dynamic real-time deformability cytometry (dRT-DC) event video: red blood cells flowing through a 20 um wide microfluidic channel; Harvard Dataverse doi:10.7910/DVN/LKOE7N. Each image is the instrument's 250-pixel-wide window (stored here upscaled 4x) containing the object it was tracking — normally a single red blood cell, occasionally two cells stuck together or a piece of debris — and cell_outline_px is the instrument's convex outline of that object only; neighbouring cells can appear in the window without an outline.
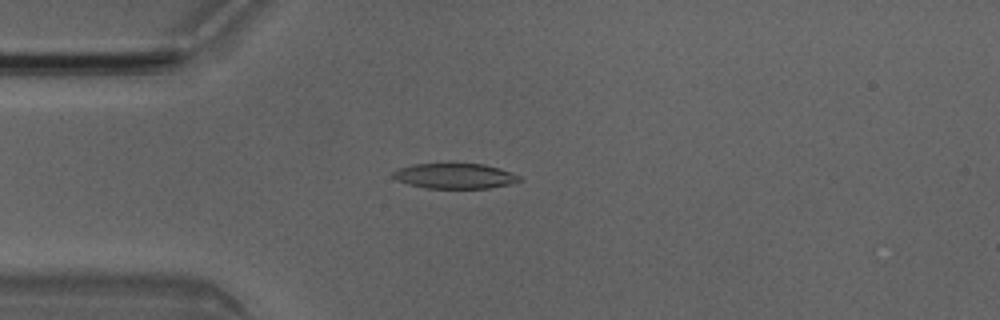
{"species": "Egyptian fruit bat (a non-hibernating species)", "species_latin": "Rousettus aegyptiacus", "temperature_condition": "room temperature", "stored_images_in_passage": 3, "camera_frame_rate_fps": 3000, "um_per_image_px": 0.085, "animal": {"sex": "male"}, "frame": {"image": 1, "passage_image": 2, "time_ms": 0.333, "image_size_px": [1000, 320], "cell_outline_px": [[524, 180], [508, 184], [488, 188], [424, 188], [408, 184], [396, 180], [392, 176], [392, 172], [400, 168], [412, 164], [448, 160], [452, 160], [484, 164], [500, 168], [520, 176]], "centroid_in_image_um": [38.62, 14.9], "position_along_channel_um": 46.4, "area_um2": 19.65}}